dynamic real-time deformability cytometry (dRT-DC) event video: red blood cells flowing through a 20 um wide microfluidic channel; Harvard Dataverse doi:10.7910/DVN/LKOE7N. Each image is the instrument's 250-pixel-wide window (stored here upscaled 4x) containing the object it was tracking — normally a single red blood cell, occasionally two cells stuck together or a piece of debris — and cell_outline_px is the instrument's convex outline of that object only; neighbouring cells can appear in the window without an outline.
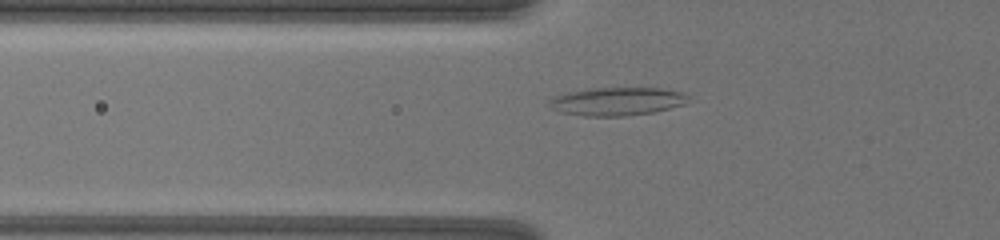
{"species": "common noctule bat (a hibernating species)", "species_latin": "Nyctalus noctula", "temperature_condition": "warm", "stored_images_in_passage": 59, "camera_frame_rate_fps": 3000, "um_per_image_px": 0.085, "animal": {"sex": "female", "body_mass_g": 19.5, "forearm_length_mm": 54.1}, "frame": {"image": 1, "passage_image": 13, "time_ms": 4.0, "image_size_px": [1000, 240], "cell_outline_px": [[688, 96], [684, 104], [656, 112], [624, 116], [584, 116], [560, 112], [548, 108], [548, 100], [552, 96], [568, 92], [588, 88], [660, 88], [684, 92]], "centroid_in_image_um": [52.38, 8.62], "position_along_channel_um": 73.4, "area_um2": 23.12}}
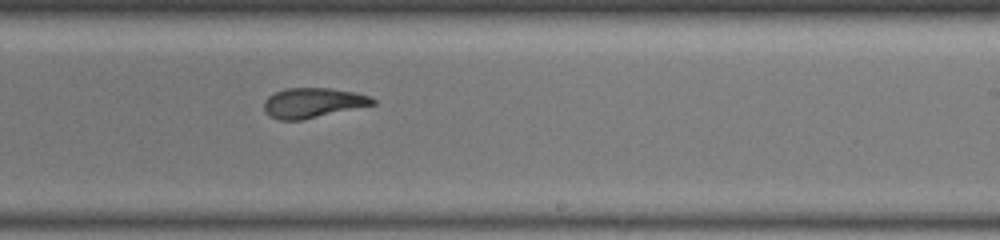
{"frame": {"image": 2, "passage_image": 33, "time_ms": 10.667, "image_size_px": [1000, 240], "cell_outline_px": [[376, 104], [304, 120], [280, 120], [268, 116], [264, 112], [264, 100], [268, 96], [276, 92], [288, 88], [328, 88], [356, 92], [368, 96], [376, 100]], "centroid_in_image_um": [26.58, 8.75], "position_along_channel_um": 262.4, "area_um2": 19.07}}
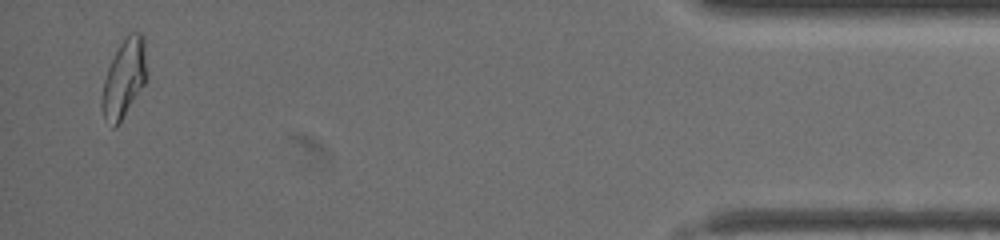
{"frame": {"image": 3, "passage_image": 57, "time_ms": 18.667, "image_size_px": [1000, 240], "cell_outline_px": [[148, 76], [144, 84], [116, 128], [112, 128], [104, 120], [100, 104], [104, 80], [108, 68], [120, 44], [128, 32], [140, 32], [144, 36]], "centroid_in_image_um": [10.55, 6.66], "position_along_channel_um": 424.6, "area_um2": 20.63}}